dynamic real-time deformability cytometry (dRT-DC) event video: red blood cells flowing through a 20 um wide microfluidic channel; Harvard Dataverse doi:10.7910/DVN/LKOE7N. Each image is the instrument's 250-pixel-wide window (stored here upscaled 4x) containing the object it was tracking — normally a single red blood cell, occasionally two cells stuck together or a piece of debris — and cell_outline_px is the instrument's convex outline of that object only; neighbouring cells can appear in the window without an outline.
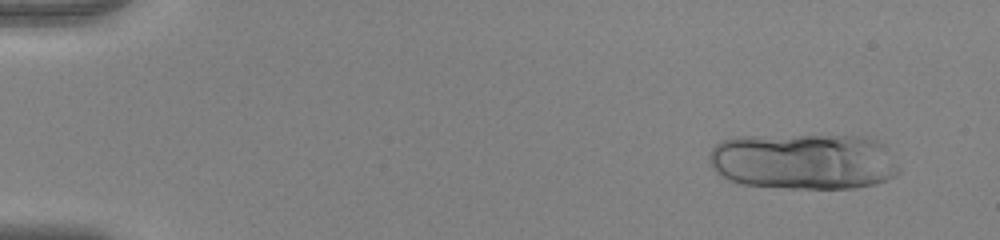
{"species": "human", "species_latin": "Homo sapiens", "temperature_condition": "warm", "stored_images_in_passage": 23, "camera_frame_rate_fps": 3000, "um_per_image_px": 0.085, "donor": {"sex": "female"}, "frame": {"image": 1, "passage_image": 4, "time_ms": 1.0, "image_size_px": [1000, 240], "cell_outline_px": [[900, 172], [896, 176], [888, 180], [876, 184], [856, 188], [792, 188], [736, 184], [720, 176], [712, 168], [708, 156], [712, 148], [716, 144], [724, 140], [736, 136], [860, 136], [876, 140], [884, 144], [888, 148], [900, 168]], "centroid_in_image_um": [68.32, 13.73], "position_along_channel_um": 16.7, "area_um2": 62.89}}
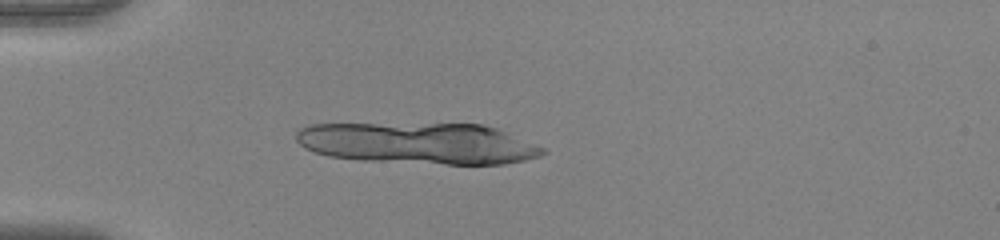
{"frame": {"image": 2, "passage_image": 15, "time_ms": 4.667, "image_size_px": [1000, 240], "cell_outline_px": [[548, 152], [540, 156], [524, 160], [504, 164], [444, 164], [364, 160], [328, 156], [304, 148], [296, 140], [296, 132], [300, 128], [308, 124], [484, 124], [496, 128], [544, 148]], "centroid_in_image_um": [35.55, 12.18], "position_along_channel_um": 49.5, "area_um2": 59.25}}